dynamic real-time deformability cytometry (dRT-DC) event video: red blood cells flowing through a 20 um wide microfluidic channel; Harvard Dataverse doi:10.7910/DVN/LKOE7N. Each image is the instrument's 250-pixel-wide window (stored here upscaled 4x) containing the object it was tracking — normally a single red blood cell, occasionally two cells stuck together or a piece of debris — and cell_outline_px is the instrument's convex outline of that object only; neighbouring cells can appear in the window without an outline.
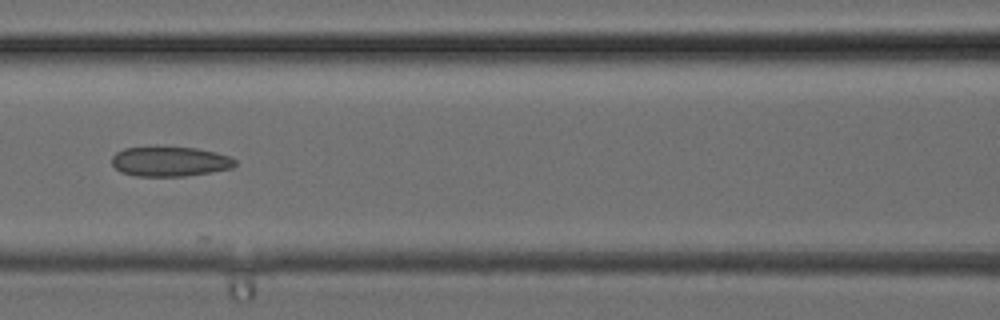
{"species": "common noctule bat (a hibernating species)", "species_latin": "Nyctalus noctula", "temperature_condition": "cold", "stored_images_in_passage": 16, "camera_frame_rate_fps": 3000, "um_per_image_px": 0.085, "animal": {"sex": "female", "body_mass_g": 24.6, "forearm_length_mm": 56.2}, "frame": {"image": 1, "passage_image": 6, "time_ms": 1.667, "image_size_px": [1000, 320], "cell_outline_px": [[236, 164], [232, 168], [212, 172], [184, 176], [136, 176], [120, 172], [112, 164], [112, 156], [116, 152], [124, 148], [156, 144], [196, 148], [216, 152], [228, 156], [236, 160]], "centroid_in_image_um": [14.4, 13.68], "position_along_channel_um": 152.2, "area_um2": 22.2}}